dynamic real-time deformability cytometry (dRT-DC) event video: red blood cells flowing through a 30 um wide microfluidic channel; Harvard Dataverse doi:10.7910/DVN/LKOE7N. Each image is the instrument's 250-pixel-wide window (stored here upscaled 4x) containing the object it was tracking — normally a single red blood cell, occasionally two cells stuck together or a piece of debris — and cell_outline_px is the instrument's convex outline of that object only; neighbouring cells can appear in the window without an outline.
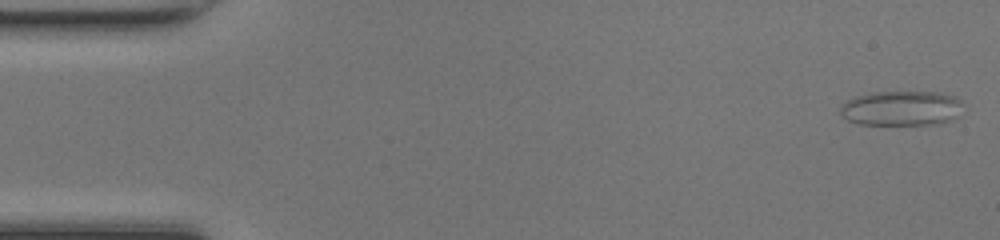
{"species": "common noctule bat (a hibernating species)", "species_latin": "Nyctalus noctula", "temperature_condition": "room temperature", "stored_images_in_passage": 48, "camera_frame_rate_fps": 3000, "um_per_image_px": 0.085, "animal": {"sex": "female", "body_mass_g": 17.0, "forearm_length_mm": 48.0}, "frame": {"image": 1, "passage_image": 1, "time_ms": 0.0, "image_size_px": [1000, 240], "cell_outline_px": [[964, 104], [956, 120], [940, 124], [856, 124], [840, 116], [840, 104], [856, 96], [872, 92], [936, 92], [956, 96]], "centroid_in_image_um": [76.65, 9.21], "position_along_channel_um": 8.4, "area_um2": 25.37}}
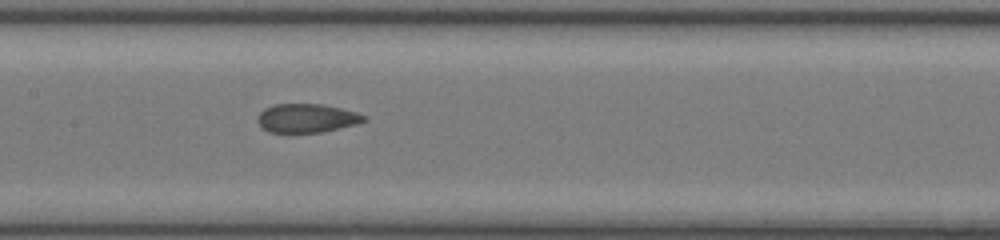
{"frame": {"image": 2, "passage_image": 23, "time_ms": 7.333, "image_size_px": [1000, 240], "cell_outline_px": [[368, 120], [356, 124], [324, 132], [268, 132], [260, 128], [256, 120], [256, 116], [264, 108], [272, 104], [324, 104], [356, 112], [364, 116]], "centroid_in_image_um": [26.01, 10.04], "position_along_channel_um": 181.4, "area_um2": 18.03}}
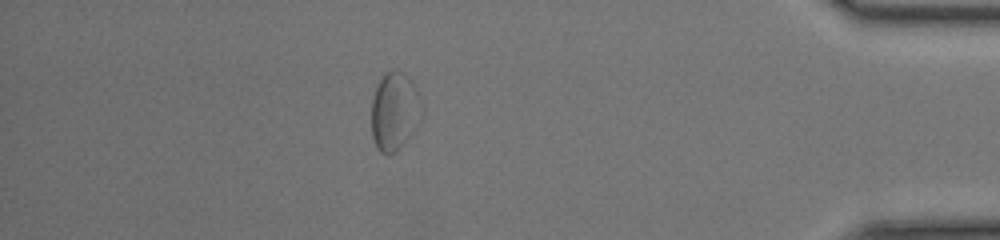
{"frame": {"image": 3, "passage_image": 42, "time_ms": 13.667, "image_size_px": [1000, 240], "cell_outline_px": [[416, 92], [408, 136], [404, 144], [396, 152], [388, 156], [380, 152], [376, 148], [372, 136], [372, 100], [376, 88], [380, 80], [392, 68], [408, 76]], "centroid_in_image_um": [33.35, 9.5], "position_along_channel_um": 401.9, "area_um2": 20.69}, "authors_computed_cell_mechanics": {"area_um2": 19.074, "velocity_mm_per_s": 4.2205, "shape_relaxation_time_tau1_ms": null, "shape_relaxation_time_tau2_ms": 1.3217, "deformation_change_tau1": null, "deformation_change_tau2": 0.0503}}